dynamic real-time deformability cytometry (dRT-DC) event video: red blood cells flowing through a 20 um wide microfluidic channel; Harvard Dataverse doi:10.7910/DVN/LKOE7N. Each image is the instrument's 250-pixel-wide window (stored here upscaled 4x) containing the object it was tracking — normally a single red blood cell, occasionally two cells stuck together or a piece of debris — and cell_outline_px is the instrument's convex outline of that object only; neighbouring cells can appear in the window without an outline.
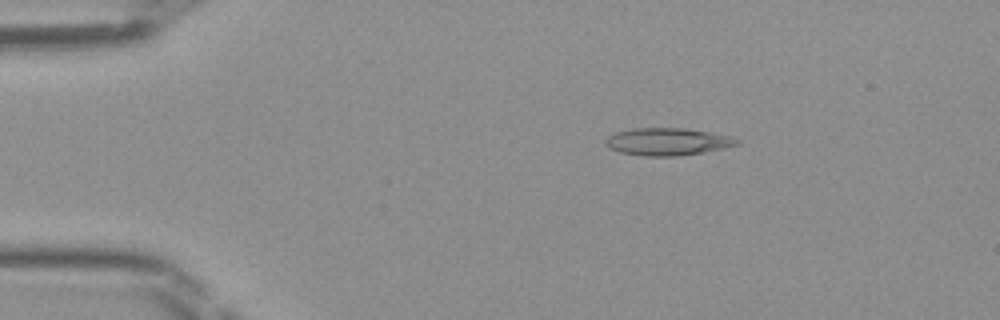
{"species": "Egyptian fruit bat (a non-hibernating species)", "species_latin": "Rousettus aegyptiacus", "temperature_condition": "room temperature", "stored_images_in_passage": 47, "camera_frame_rate_fps": 3000, "um_per_image_px": 0.085, "frame": {"image": 1, "passage_image": 8, "time_ms": 2.333, "image_size_px": [1000, 320], "cell_outline_px": [[740, 144], [704, 152], [676, 156], [644, 156], [620, 152], [608, 148], [604, 144], [604, 140], [608, 136], [616, 132], [636, 128], [680, 128], [708, 132], [732, 136], [740, 140]], "centroid_in_image_um": [56.72, 12.04], "position_along_channel_um": 28.3, "area_um2": 20.92}}
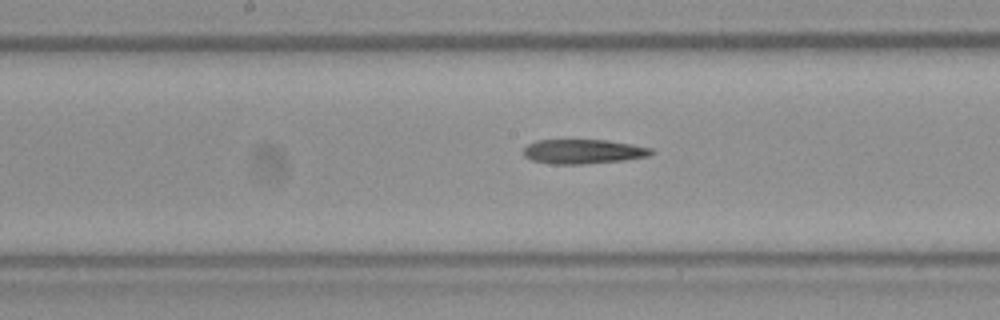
{"frame": {"image": 2, "passage_image": 24, "time_ms": 7.667, "image_size_px": [1000, 320], "cell_outline_px": [[656, 152], [648, 156], [624, 160], [584, 164], [552, 164], [532, 160], [524, 156], [524, 148], [528, 144], [536, 140], [608, 140], [632, 144], [652, 148]], "centroid_in_image_um": [49.6, 12.88], "position_along_channel_um": 198.6, "area_um2": 18.26}}
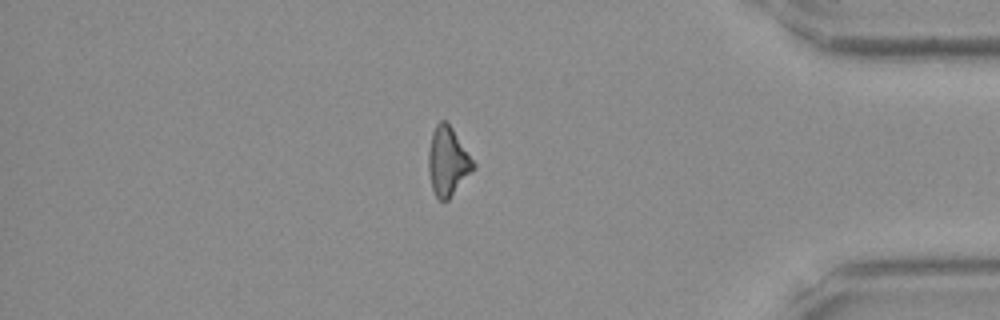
{"frame": {"image": 3, "passage_image": 40, "time_ms": 13.0, "image_size_px": [1000, 320], "cell_outline_px": [[476, 168], [448, 200], [440, 200], [436, 196], [432, 188], [428, 172], [428, 152], [432, 132], [436, 124], [440, 120], [448, 120], [476, 164]], "centroid_in_image_um": [38.07, 13.69], "position_along_channel_um": 397.1, "area_um2": 18.26}}